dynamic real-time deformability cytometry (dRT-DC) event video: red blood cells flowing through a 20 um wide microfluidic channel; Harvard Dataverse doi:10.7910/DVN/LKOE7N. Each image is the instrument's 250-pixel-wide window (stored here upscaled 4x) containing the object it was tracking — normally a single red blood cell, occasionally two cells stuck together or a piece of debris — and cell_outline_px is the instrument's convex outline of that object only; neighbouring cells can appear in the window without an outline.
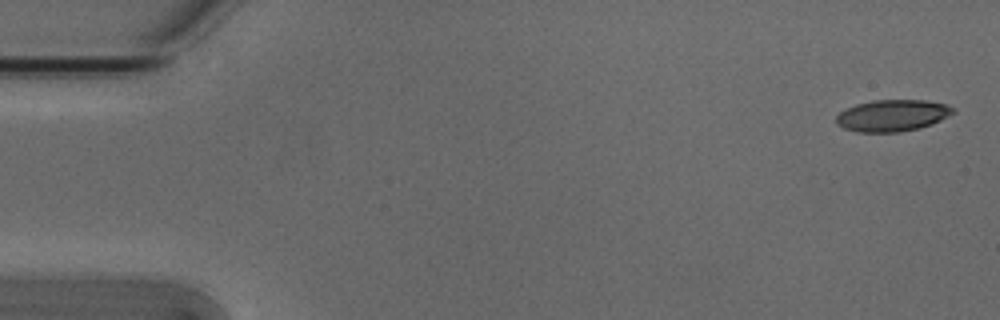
{"species": "Egyptian fruit bat (a non-hibernating species)", "species_latin": "Rousettus aegyptiacus", "temperature_condition": "cold", "stored_images_in_passage": 3, "camera_frame_rate_fps": 3000, "um_per_image_px": 0.085, "animal": {"sex": "male"}, "frame": {"image": 1, "passage_image": 1, "time_ms": 0.0, "image_size_px": [1000, 320], "cell_outline_px": [[956, 112], [932, 124], [920, 128], [900, 132], [856, 132], [844, 128], [836, 124], [836, 116], [840, 112], [856, 104], [872, 100], [924, 100], [948, 104], [956, 108]], "centroid_in_image_um": [75.88, 9.82], "position_along_channel_um": 9.1, "area_um2": 21.73}}